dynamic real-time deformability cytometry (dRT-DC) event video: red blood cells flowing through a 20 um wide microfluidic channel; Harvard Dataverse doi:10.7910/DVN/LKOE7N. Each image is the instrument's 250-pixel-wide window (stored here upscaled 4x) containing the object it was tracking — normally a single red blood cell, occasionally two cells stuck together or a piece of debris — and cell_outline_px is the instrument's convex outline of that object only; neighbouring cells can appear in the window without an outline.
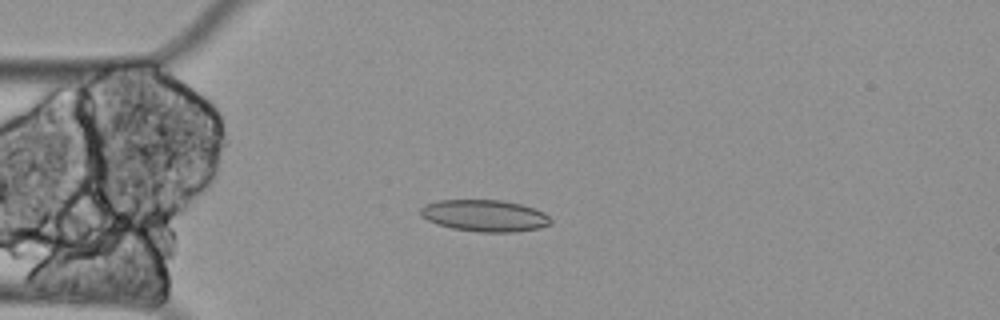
{"species": "Egyptian fruit bat (a non-hibernating species)", "species_latin": "Rousettus aegyptiacus", "temperature_condition": "cold", "stored_images_in_passage": 59, "camera_frame_rate_fps": 3000, "um_per_image_px": 0.085, "animal": {"sex": "female"}, "frame": {"image": 1, "passage_image": 14, "time_ms": 4.333, "image_size_px": [1000, 320], "cell_outline_px": [[552, 224], [540, 228], [516, 232], [480, 232], [452, 228], [436, 224], [420, 216], [420, 208], [424, 204], [436, 200], [504, 200], [520, 204], [544, 212], [552, 220]], "centroid_in_image_um": [41.18, 18.33], "position_along_channel_um": 43.8, "area_um2": 24.28}}
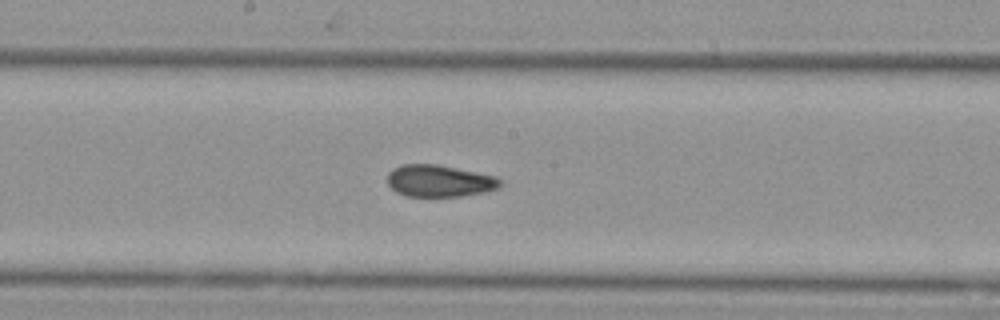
{"frame": {"image": 2, "passage_image": 30, "time_ms": 9.667, "image_size_px": [1000, 320], "cell_outline_px": [[504, 184], [500, 188], [488, 192], [460, 196], [404, 196], [396, 192], [388, 184], [388, 172], [392, 168], [400, 164], [436, 164], [496, 176], [504, 180]], "centroid_in_image_um": [37.39, 15.38], "position_along_channel_um": 210.8, "area_um2": 21.33}}
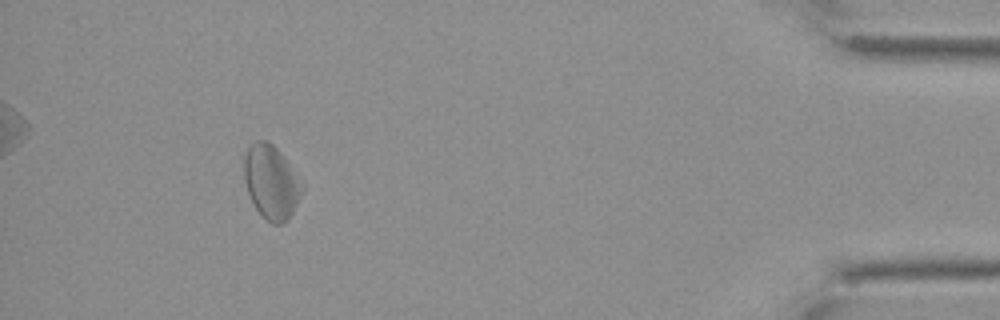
{"frame": {"image": 3, "passage_image": 54, "time_ms": 17.667, "image_size_px": [1000, 320], "cell_outline_px": [[304, 188], [292, 212], [280, 224], [272, 224], [256, 208], [248, 192], [244, 180], [244, 156], [248, 148], [256, 140], [264, 140], [272, 144], [280, 152], [304, 184]], "centroid_in_image_um": [23.05, 15.44], "position_along_channel_um": 412.2, "area_um2": 24.39}}